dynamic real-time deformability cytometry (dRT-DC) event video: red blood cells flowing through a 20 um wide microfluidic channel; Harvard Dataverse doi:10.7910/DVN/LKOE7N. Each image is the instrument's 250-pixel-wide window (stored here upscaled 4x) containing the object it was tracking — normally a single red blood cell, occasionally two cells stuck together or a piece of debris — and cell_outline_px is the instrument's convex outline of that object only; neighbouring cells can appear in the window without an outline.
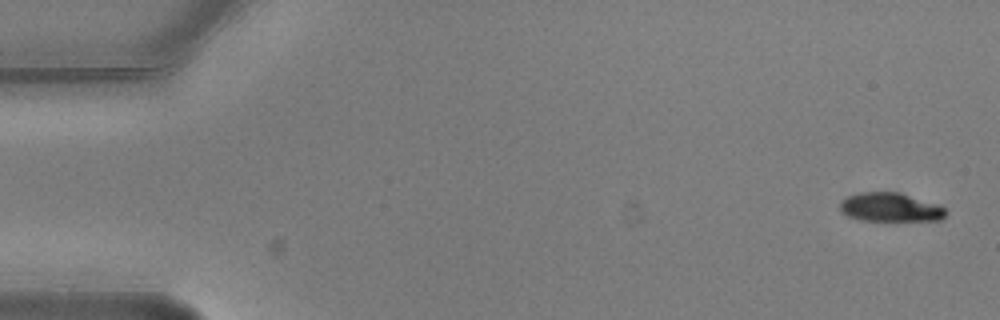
{"species": "common noctule bat (a hibernating species)", "species_latin": "Nyctalus noctula", "temperature_condition": "warm", "stored_images_in_passage": 5, "camera_frame_rate_fps": 3000, "um_per_image_px": 0.085, "animal": {"sex": "male", "body_mass_g": 20.5, "forearm_length_mm": 52.5}, "frame": {"image": 1, "passage_image": 1, "time_ms": 0.0, "image_size_px": [1000, 320], "cell_outline_px": [[948, 212], [940, 220], [860, 220], [848, 216], [840, 212], [840, 200], [848, 196], [860, 192], [900, 192], [940, 204]], "centroid_in_image_um": [75.68, 17.61], "position_along_channel_um": 9.3, "area_um2": 17.92}}